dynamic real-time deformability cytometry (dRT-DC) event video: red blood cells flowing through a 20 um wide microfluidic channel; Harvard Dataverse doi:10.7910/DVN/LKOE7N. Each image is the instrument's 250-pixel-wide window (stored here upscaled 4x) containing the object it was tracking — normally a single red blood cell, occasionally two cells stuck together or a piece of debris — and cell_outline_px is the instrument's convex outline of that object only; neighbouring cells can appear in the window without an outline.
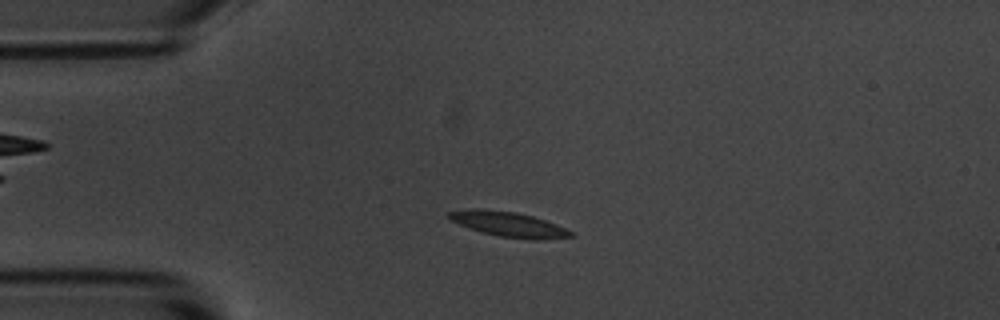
{"species": "common noctule bat (a hibernating species)", "species_latin": "Nyctalus noctula", "temperature_condition": "room temperature", "stored_images_in_passage": 54, "camera_frame_rate_fps": 3000, "um_per_image_px": 0.085, "animal": {"sex": "male", "body_mass_g": 20.1, "forearm_length_mm": 53.5}, "frame": {"image": 1, "passage_image": 11, "time_ms": 3.333, "image_size_px": [1000, 320], "cell_outline_px": [[576, 236], [540, 240], [532, 240], [500, 236], [480, 232], [460, 224], [452, 220], [448, 216], [448, 212], [472, 208], [516, 212], [532, 216], [556, 224], [572, 232]], "centroid_in_image_um": [43.26, 19.07], "position_along_channel_um": 41.7, "area_um2": 17.51}}
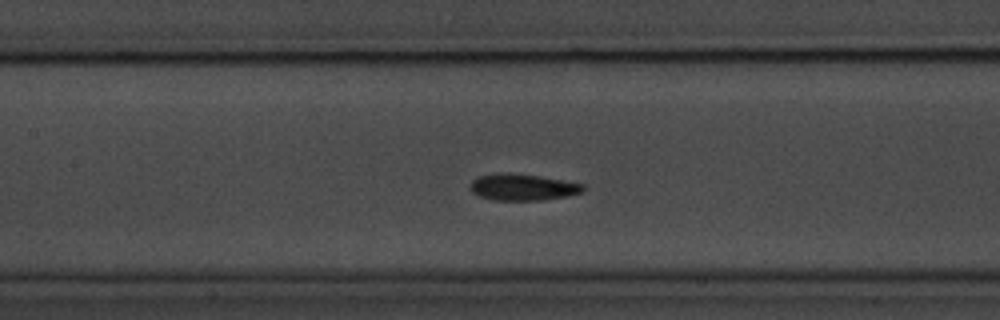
{"frame": {"image": 2, "passage_image": 23, "time_ms": 7.333, "image_size_px": [1000, 320], "cell_outline_px": [[588, 188], [584, 192], [568, 196], [544, 200], [492, 200], [480, 196], [472, 192], [472, 180], [476, 176], [504, 172], [508, 172], [540, 176], [584, 184]], "centroid_in_image_um": [44.48, 15.91], "position_along_channel_um": 162.9, "area_um2": 17.63}}
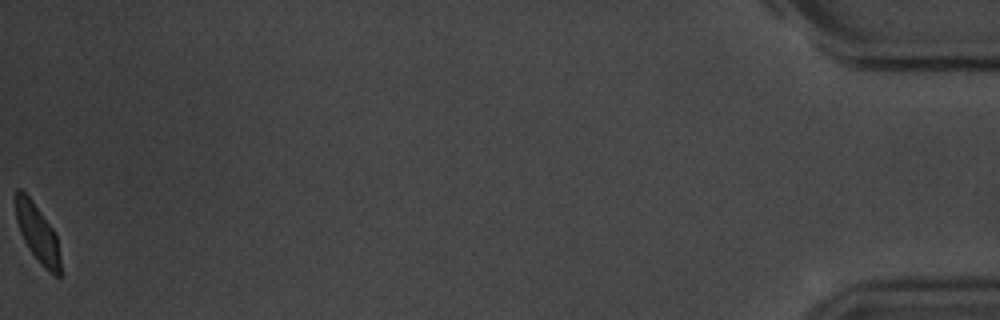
{"frame": {"image": 3, "passage_image": 54, "time_ms": 17.667, "image_size_px": [1000, 320], "cell_outline_px": [[60, 276], [56, 276], [44, 268], [40, 264], [28, 248], [20, 232], [16, 220], [12, 200], [16, 188], [20, 188], [32, 200], [56, 232], [60, 260]], "centroid_in_image_um": [3.14, 19.75], "position_along_channel_um": 432.1, "area_um2": 15.49}, "authors_computed_cell_mechanics": {"area_um2": 16.7042, "velocity_mm_per_s": 3.5733, "shape_relaxation_time_tau1_ms": 2.2151, "shape_relaxation_time_tau2_ms": 1.9484, "deformation_change_tau1": 0.1031, "deformation_change_tau2": 0.0647}}